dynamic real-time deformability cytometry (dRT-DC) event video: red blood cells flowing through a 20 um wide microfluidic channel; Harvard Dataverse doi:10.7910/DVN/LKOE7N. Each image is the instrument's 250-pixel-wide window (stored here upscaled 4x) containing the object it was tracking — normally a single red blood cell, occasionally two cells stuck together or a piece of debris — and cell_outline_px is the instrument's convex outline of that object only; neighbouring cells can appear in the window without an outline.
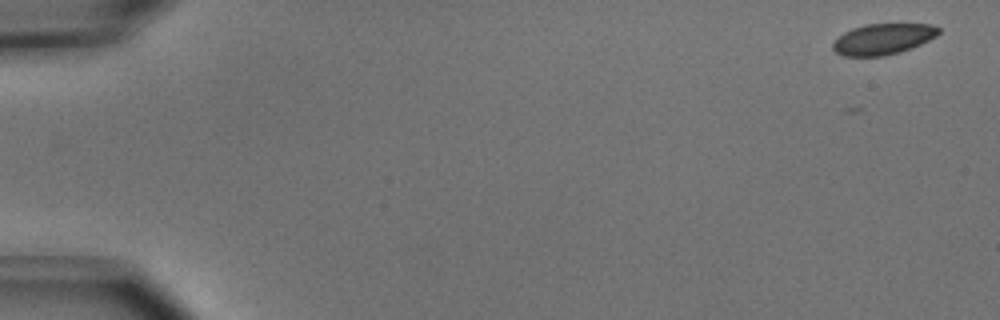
{"species": "common noctule bat (a hibernating species)", "species_latin": "Nyctalus noctula", "temperature_condition": "cold", "stored_images_in_passage": 4, "camera_frame_rate_fps": 3000, "um_per_image_px": 0.085, "animal": {"sex": "male", "body_mass_g": 15.6}, "frame": {"image": 1, "passage_image": 1, "time_ms": 0.0, "image_size_px": [1000, 320], "cell_outline_px": [[940, 32], [936, 36], [920, 44], [900, 52], [884, 56], [844, 56], [836, 52], [832, 48], [832, 44], [844, 32], [852, 28], [864, 24], [932, 24], [940, 28]], "centroid_in_image_um": [75.05, 3.31], "position_along_channel_um": 9.9, "area_um2": 18.96}}